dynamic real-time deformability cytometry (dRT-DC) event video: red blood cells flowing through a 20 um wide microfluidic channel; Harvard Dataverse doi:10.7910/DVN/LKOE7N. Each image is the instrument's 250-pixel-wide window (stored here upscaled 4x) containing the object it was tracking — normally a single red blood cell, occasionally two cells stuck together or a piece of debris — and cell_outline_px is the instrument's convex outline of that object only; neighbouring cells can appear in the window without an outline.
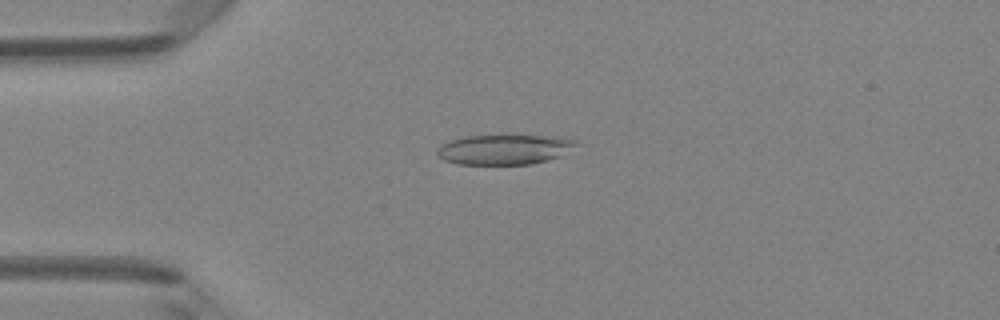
{"species": "Egyptian fruit bat (a non-hibernating species)", "species_latin": "Rousettus aegyptiacus", "temperature_condition": "room temperature", "stored_images_in_passage": 47, "camera_frame_rate_fps": 3000, "um_per_image_px": 0.085, "animal": {"sex": "female"}, "frame": {"image": 1, "passage_image": 12, "time_ms": 3.667, "image_size_px": [1000, 320], "cell_outline_px": [[580, 144], [560, 156], [548, 160], [532, 164], [456, 164], [444, 160], [436, 152], [440, 144], [464, 136], [572, 136], [580, 140]], "centroid_in_image_um": [42.97, 12.69], "position_along_channel_um": 42.0, "area_um2": 24.57}}
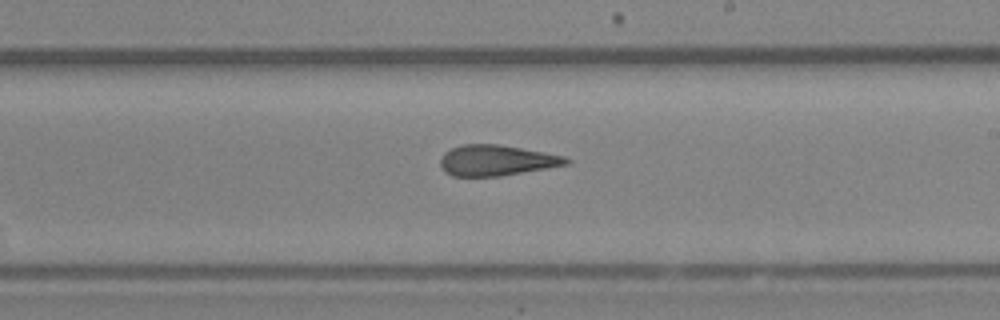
{"frame": {"image": 2, "passage_image": 28, "time_ms": 9.0, "image_size_px": [1000, 320], "cell_outline_px": [[572, 160], [568, 164], [548, 168], [500, 176], [452, 176], [444, 172], [440, 168], [440, 160], [444, 152], [460, 144], [496, 144], [544, 152], [564, 156]], "centroid_in_image_um": [42.17, 13.63], "position_along_channel_um": 246.8, "area_um2": 22.54}}
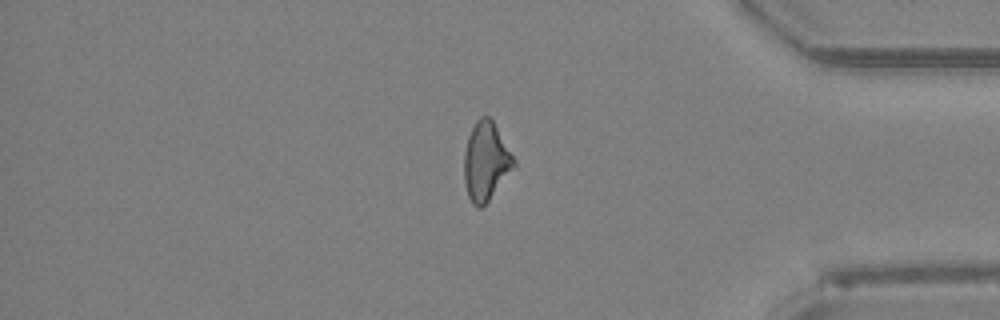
{"frame": {"image": 3, "passage_image": 40, "time_ms": 13.0, "image_size_px": [1000, 320], "cell_outline_px": [[516, 168], [488, 200], [480, 208], [476, 208], [472, 204], [468, 196], [464, 180], [464, 152], [468, 136], [476, 120], [480, 116], [488, 116], [492, 120], [516, 160]], "centroid_in_image_um": [41.31, 13.73], "position_along_channel_um": 393.9, "area_um2": 22.83}, "authors_computed_cell_mechanics": {"area_um2": 23.0622, "velocity_mm_per_s": 4.2892, "shape_relaxation_time_tau1_ms": null, "shape_relaxation_time_tau2_ms": 2.3178, "deformation_change_tau1": null, "deformation_change_tau2": 0.117}}